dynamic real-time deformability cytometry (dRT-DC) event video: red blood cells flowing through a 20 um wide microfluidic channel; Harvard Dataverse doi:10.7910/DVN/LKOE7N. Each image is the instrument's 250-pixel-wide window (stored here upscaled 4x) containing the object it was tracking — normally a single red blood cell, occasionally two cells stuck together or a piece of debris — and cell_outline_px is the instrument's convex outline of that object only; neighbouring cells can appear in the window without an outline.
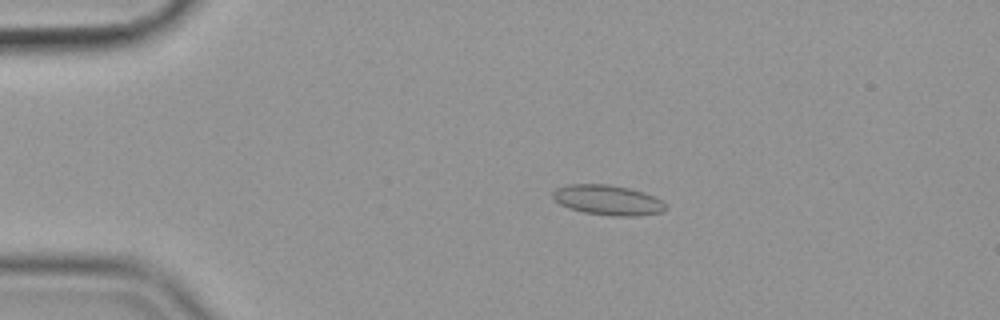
{"species": "common noctule bat (a hibernating species)", "species_latin": "Nyctalus noctula", "temperature_condition": "cold", "stored_images_in_passage": 56, "camera_frame_rate_fps": 3000, "um_per_image_px": 0.085, "animal": {"sex": "female", "body_mass_g": 19.9}, "frame": {"image": 1, "passage_image": 11, "time_ms": 3.333, "image_size_px": [1000, 320], "cell_outline_px": [[664, 208], [660, 212], [636, 216], [612, 216], [584, 212], [568, 208], [552, 200], [552, 192], [556, 188], [568, 184], [608, 184], [628, 188], [644, 192], [660, 200], [664, 204]], "centroid_in_image_um": [51.57, 17.0], "position_along_channel_um": 33.4, "area_um2": 19.65}}
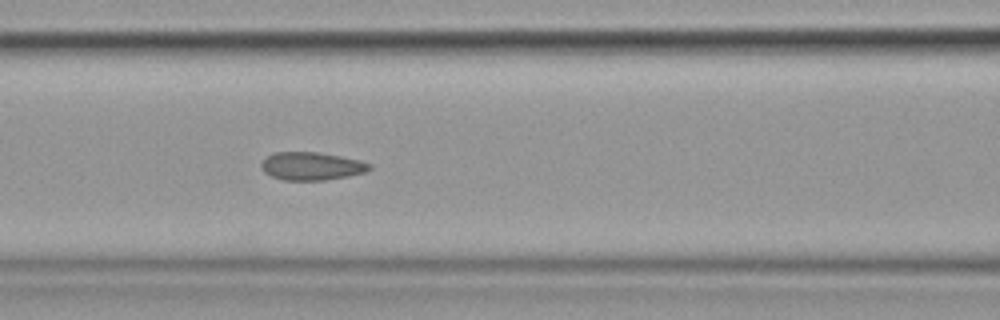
{"frame": {"image": 2, "passage_image": 24, "time_ms": 7.667, "image_size_px": [1000, 320], "cell_outline_px": [[372, 168], [368, 172], [348, 176], [324, 180], [284, 180], [272, 176], [264, 172], [260, 168], [260, 164], [272, 152], [320, 152], [360, 160], [372, 164]], "centroid_in_image_um": [26.51, 14.12], "position_along_channel_um": 140.1, "area_um2": 17.8}}
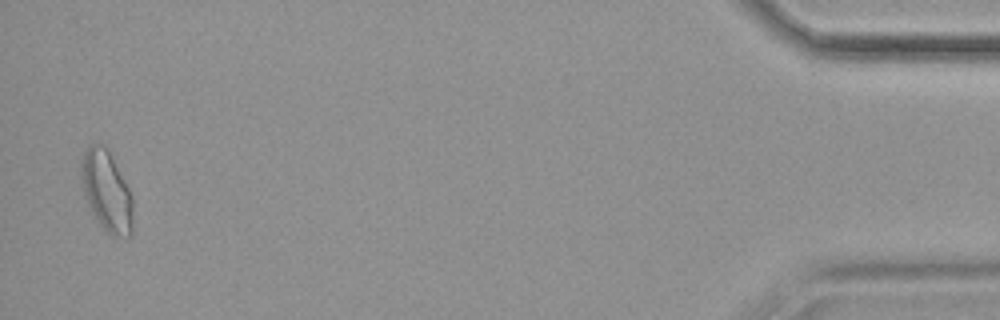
{"frame": {"image": 3, "passage_image": 55, "time_ms": 18.0, "image_size_px": [1000, 320], "cell_outline_px": [[132, 236], [112, 236], [100, 224], [92, 212], [88, 204], [84, 192], [80, 176], [80, 164], [84, 152], [92, 144], [104, 144], [108, 148], [132, 196]], "centroid_in_image_um": [9.06, 16.23], "position_along_channel_um": 426.1, "area_um2": 24.04}, "authors_computed_cell_mechanics": {"area_um2": 18.4382, "velocity_mm_per_s": 3.5628, "shape_relaxation_time_tau1_ms": null, "shape_relaxation_time_tau2_ms": 1.3945, "deformation_change_tau1": null, "deformation_change_tau2": 0.0668}}